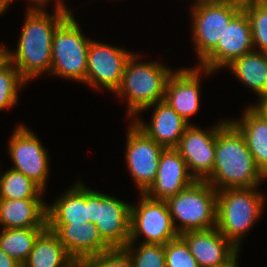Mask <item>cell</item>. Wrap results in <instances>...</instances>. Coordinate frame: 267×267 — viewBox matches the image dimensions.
Returning a JSON list of instances; mask_svg holds the SVG:
<instances>
[{
	"mask_svg": "<svg viewBox=\"0 0 267 267\" xmlns=\"http://www.w3.org/2000/svg\"><path fill=\"white\" fill-rule=\"evenodd\" d=\"M55 4L54 15L44 9H28L16 52L3 47L2 54L26 82L51 70L54 32L71 14L63 0H56Z\"/></svg>",
	"mask_w": 267,
	"mask_h": 267,
	"instance_id": "obj_1",
	"label": "cell"
},
{
	"mask_svg": "<svg viewBox=\"0 0 267 267\" xmlns=\"http://www.w3.org/2000/svg\"><path fill=\"white\" fill-rule=\"evenodd\" d=\"M265 178L241 132L226 121L217 131L214 167L205 181L219 191L257 187Z\"/></svg>",
	"mask_w": 267,
	"mask_h": 267,
	"instance_id": "obj_2",
	"label": "cell"
},
{
	"mask_svg": "<svg viewBox=\"0 0 267 267\" xmlns=\"http://www.w3.org/2000/svg\"><path fill=\"white\" fill-rule=\"evenodd\" d=\"M138 57L133 52L127 60L121 84L114 92L121 99H127L128 116L131 117L164 100L166 83L173 73L169 67L157 62L137 63Z\"/></svg>",
	"mask_w": 267,
	"mask_h": 267,
	"instance_id": "obj_3",
	"label": "cell"
},
{
	"mask_svg": "<svg viewBox=\"0 0 267 267\" xmlns=\"http://www.w3.org/2000/svg\"><path fill=\"white\" fill-rule=\"evenodd\" d=\"M257 187L217 191L216 228L239 250L246 231L260 217L264 195Z\"/></svg>",
	"mask_w": 267,
	"mask_h": 267,
	"instance_id": "obj_4",
	"label": "cell"
},
{
	"mask_svg": "<svg viewBox=\"0 0 267 267\" xmlns=\"http://www.w3.org/2000/svg\"><path fill=\"white\" fill-rule=\"evenodd\" d=\"M166 202L179 235L216 227L217 190L207 181L196 180ZM175 220H179L181 225H175Z\"/></svg>",
	"mask_w": 267,
	"mask_h": 267,
	"instance_id": "obj_5",
	"label": "cell"
},
{
	"mask_svg": "<svg viewBox=\"0 0 267 267\" xmlns=\"http://www.w3.org/2000/svg\"><path fill=\"white\" fill-rule=\"evenodd\" d=\"M79 27L72 13L57 27L52 39L50 73L85 84L91 39L86 38Z\"/></svg>",
	"mask_w": 267,
	"mask_h": 267,
	"instance_id": "obj_6",
	"label": "cell"
},
{
	"mask_svg": "<svg viewBox=\"0 0 267 267\" xmlns=\"http://www.w3.org/2000/svg\"><path fill=\"white\" fill-rule=\"evenodd\" d=\"M193 38L201 63L218 45L230 21L242 10V0H214L192 7Z\"/></svg>",
	"mask_w": 267,
	"mask_h": 267,
	"instance_id": "obj_7",
	"label": "cell"
},
{
	"mask_svg": "<svg viewBox=\"0 0 267 267\" xmlns=\"http://www.w3.org/2000/svg\"><path fill=\"white\" fill-rule=\"evenodd\" d=\"M89 222L112 249H122L130 238L131 204L86 187Z\"/></svg>",
	"mask_w": 267,
	"mask_h": 267,
	"instance_id": "obj_8",
	"label": "cell"
},
{
	"mask_svg": "<svg viewBox=\"0 0 267 267\" xmlns=\"http://www.w3.org/2000/svg\"><path fill=\"white\" fill-rule=\"evenodd\" d=\"M141 194V202L136 207L131 205L130 238L129 242L136 241L144 235L142 243L162 244L177 238L166 200H155Z\"/></svg>",
	"mask_w": 267,
	"mask_h": 267,
	"instance_id": "obj_9",
	"label": "cell"
},
{
	"mask_svg": "<svg viewBox=\"0 0 267 267\" xmlns=\"http://www.w3.org/2000/svg\"><path fill=\"white\" fill-rule=\"evenodd\" d=\"M9 154L13 161V170L24 174L43 191L49 171L48 150H45L35 133L24 125L16 127L9 141Z\"/></svg>",
	"mask_w": 267,
	"mask_h": 267,
	"instance_id": "obj_10",
	"label": "cell"
},
{
	"mask_svg": "<svg viewBox=\"0 0 267 267\" xmlns=\"http://www.w3.org/2000/svg\"><path fill=\"white\" fill-rule=\"evenodd\" d=\"M126 163L139 191L144 193L154 182L164 147L151 139L135 122L127 134Z\"/></svg>",
	"mask_w": 267,
	"mask_h": 267,
	"instance_id": "obj_11",
	"label": "cell"
},
{
	"mask_svg": "<svg viewBox=\"0 0 267 267\" xmlns=\"http://www.w3.org/2000/svg\"><path fill=\"white\" fill-rule=\"evenodd\" d=\"M133 53L91 40L87 54L86 84L115 92L120 86L127 60Z\"/></svg>",
	"mask_w": 267,
	"mask_h": 267,
	"instance_id": "obj_12",
	"label": "cell"
},
{
	"mask_svg": "<svg viewBox=\"0 0 267 267\" xmlns=\"http://www.w3.org/2000/svg\"><path fill=\"white\" fill-rule=\"evenodd\" d=\"M252 50L254 47L251 24L246 12L242 9L226 27L217 47L199 63L201 73L210 75Z\"/></svg>",
	"mask_w": 267,
	"mask_h": 267,
	"instance_id": "obj_13",
	"label": "cell"
},
{
	"mask_svg": "<svg viewBox=\"0 0 267 267\" xmlns=\"http://www.w3.org/2000/svg\"><path fill=\"white\" fill-rule=\"evenodd\" d=\"M225 122H219L209 131L192 124L184 131L176 149L195 180L205 181L212 174L217 131Z\"/></svg>",
	"mask_w": 267,
	"mask_h": 267,
	"instance_id": "obj_14",
	"label": "cell"
},
{
	"mask_svg": "<svg viewBox=\"0 0 267 267\" xmlns=\"http://www.w3.org/2000/svg\"><path fill=\"white\" fill-rule=\"evenodd\" d=\"M195 181L179 151L176 148H164L155 180L144 194L155 200H167Z\"/></svg>",
	"mask_w": 267,
	"mask_h": 267,
	"instance_id": "obj_15",
	"label": "cell"
},
{
	"mask_svg": "<svg viewBox=\"0 0 267 267\" xmlns=\"http://www.w3.org/2000/svg\"><path fill=\"white\" fill-rule=\"evenodd\" d=\"M53 231L68 254L80 266L87 258L106 253L112 248L102 239L94 223L83 225L73 224H47Z\"/></svg>",
	"mask_w": 267,
	"mask_h": 267,
	"instance_id": "obj_16",
	"label": "cell"
},
{
	"mask_svg": "<svg viewBox=\"0 0 267 267\" xmlns=\"http://www.w3.org/2000/svg\"><path fill=\"white\" fill-rule=\"evenodd\" d=\"M200 71V67L173 71L165 87L164 101L189 123V117L199 110Z\"/></svg>",
	"mask_w": 267,
	"mask_h": 267,
	"instance_id": "obj_17",
	"label": "cell"
},
{
	"mask_svg": "<svg viewBox=\"0 0 267 267\" xmlns=\"http://www.w3.org/2000/svg\"><path fill=\"white\" fill-rule=\"evenodd\" d=\"M200 267H216L239 251L216 227L179 235Z\"/></svg>",
	"mask_w": 267,
	"mask_h": 267,
	"instance_id": "obj_18",
	"label": "cell"
},
{
	"mask_svg": "<svg viewBox=\"0 0 267 267\" xmlns=\"http://www.w3.org/2000/svg\"><path fill=\"white\" fill-rule=\"evenodd\" d=\"M156 105L151 122L147 125L134 118V122L151 139L164 148H176L184 131L191 125L181 117L166 101L161 100L144 110Z\"/></svg>",
	"mask_w": 267,
	"mask_h": 267,
	"instance_id": "obj_19",
	"label": "cell"
},
{
	"mask_svg": "<svg viewBox=\"0 0 267 267\" xmlns=\"http://www.w3.org/2000/svg\"><path fill=\"white\" fill-rule=\"evenodd\" d=\"M2 229L47 227V205L42 199H0Z\"/></svg>",
	"mask_w": 267,
	"mask_h": 267,
	"instance_id": "obj_20",
	"label": "cell"
},
{
	"mask_svg": "<svg viewBox=\"0 0 267 267\" xmlns=\"http://www.w3.org/2000/svg\"><path fill=\"white\" fill-rule=\"evenodd\" d=\"M241 118L230 122L241 132L256 166L267 177V119L255 106L247 107Z\"/></svg>",
	"mask_w": 267,
	"mask_h": 267,
	"instance_id": "obj_21",
	"label": "cell"
},
{
	"mask_svg": "<svg viewBox=\"0 0 267 267\" xmlns=\"http://www.w3.org/2000/svg\"><path fill=\"white\" fill-rule=\"evenodd\" d=\"M89 222L86 186L78 182L51 206L47 205V224L83 225Z\"/></svg>",
	"mask_w": 267,
	"mask_h": 267,
	"instance_id": "obj_22",
	"label": "cell"
},
{
	"mask_svg": "<svg viewBox=\"0 0 267 267\" xmlns=\"http://www.w3.org/2000/svg\"><path fill=\"white\" fill-rule=\"evenodd\" d=\"M22 267H80L68 254L58 236L46 228L36 239Z\"/></svg>",
	"mask_w": 267,
	"mask_h": 267,
	"instance_id": "obj_23",
	"label": "cell"
},
{
	"mask_svg": "<svg viewBox=\"0 0 267 267\" xmlns=\"http://www.w3.org/2000/svg\"><path fill=\"white\" fill-rule=\"evenodd\" d=\"M226 67L258 94L259 99L267 97V53L252 50L235 58Z\"/></svg>",
	"mask_w": 267,
	"mask_h": 267,
	"instance_id": "obj_24",
	"label": "cell"
},
{
	"mask_svg": "<svg viewBox=\"0 0 267 267\" xmlns=\"http://www.w3.org/2000/svg\"><path fill=\"white\" fill-rule=\"evenodd\" d=\"M47 227L7 228L0 231V248L21 265Z\"/></svg>",
	"mask_w": 267,
	"mask_h": 267,
	"instance_id": "obj_25",
	"label": "cell"
},
{
	"mask_svg": "<svg viewBox=\"0 0 267 267\" xmlns=\"http://www.w3.org/2000/svg\"><path fill=\"white\" fill-rule=\"evenodd\" d=\"M43 192L30 178L12 168L0 175V199H42Z\"/></svg>",
	"mask_w": 267,
	"mask_h": 267,
	"instance_id": "obj_26",
	"label": "cell"
},
{
	"mask_svg": "<svg viewBox=\"0 0 267 267\" xmlns=\"http://www.w3.org/2000/svg\"><path fill=\"white\" fill-rule=\"evenodd\" d=\"M26 81L19 70L2 54L0 56V111L15 105L18 90Z\"/></svg>",
	"mask_w": 267,
	"mask_h": 267,
	"instance_id": "obj_27",
	"label": "cell"
},
{
	"mask_svg": "<svg viewBox=\"0 0 267 267\" xmlns=\"http://www.w3.org/2000/svg\"><path fill=\"white\" fill-rule=\"evenodd\" d=\"M242 9L250 20L253 47L267 53V1L242 0Z\"/></svg>",
	"mask_w": 267,
	"mask_h": 267,
	"instance_id": "obj_28",
	"label": "cell"
},
{
	"mask_svg": "<svg viewBox=\"0 0 267 267\" xmlns=\"http://www.w3.org/2000/svg\"><path fill=\"white\" fill-rule=\"evenodd\" d=\"M133 242H128L122 250L130 257L134 267H166L165 245L142 243L133 250Z\"/></svg>",
	"mask_w": 267,
	"mask_h": 267,
	"instance_id": "obj_29",
	"label": "cell"
},
{
	"mask_svg": "<svg viewBox=\"0 0 267 267\" xmlns=\"http://www.w3.org/2000/svg\"><path fill=\"white\" fill-rule=\"evenodd\" d=\"M165 263L166 267H200L180 236L165 244Z\"/></svg>",
	"mask_w": 267,
	"mask_h": 267,
	"instance_id": "obj_30",
	"label": "cell"
},
{
	"mask_svg": "<svg viewBox=\"0 0 267 267\" xmlns=\"http://www.w3.org/2000/svg\"><path fill=\"white\" fill-rule=\"evenodd\" d=\"M80 267H134L130 257L122 249L87 258Z\"/></svg>",
	"mask_w": 267,
	"mask_h": 267,
	"instance_id": "obj_31",
	"label": "cell"
},
{
	"mask_svg": "<svg viewBox=\"0 0 267 267\" xmlns=\"http://www.w3.org/2000/svg\"><path fill=\"white\" fill-rule=\"evenodd\" d=\"M0 267H22V265L17 262L14 258L7 255L0 248Z\"/></svg>",
	"mask_w": 267,
	"mask_h": 267,
	"instance_id": "obj_32",
	"label": "cell"
},
{
	"mask_svg": "<svg viewBox=\"0 0 267 267\" xmlns=\"http://www.w3.org/2000/svg\"><path fill=\"white\" fill-rule=\"evenodd\" d=\"M259 103L254 105L267 119V97L259 99Z\"/></svg>",
	"mask_w": 267,
	"mask_h": 267,
	"instance_id": "obj_33",
	"label": "cell"
},
{
	"mask_svg": "<svg viewBox=\"0 0 267 267\" xmlns=\"http://www.w3.org/2000/svg\"><path fill=\"white\" fill-rule=\"evenodd\" d=\"M239 252L237 251L228 261H226L225 263L218 265L216 267H237V263H238V254Z\"/></svg>",
	"mask_w": 267,
	"mask_h": 267,
	"instance_id": "obj_34",
	"label": "cell"
},
{
	"mask_svg": "<svg viewBox=\"0 0 267 267\" xmlns=\"http://www.w3.org/2000/svg\"><path fill=\"white\" fill-rule=\"evenodd\" d=\"M8 4H10V2H12L13 0H7ZM33 2V6H28V9H43V5L47 3V1L49 0H31Z\"/></svg>",
	"mask_w": 267,
	"mask_h": 267,
	"instance_id": "obj_35",
	"label": "cell"
},
{
	"mask_svg": "<svg viewBox=\"0 0 267 267\" xmlns=\"http://www.w3.org/2000/svg\"><path fill=\"white\" fill-rule=\"evenodd\" d=\"M9 4L7 0H0V14H3L7 10Z\"/></svg>",
	"mask_w": 267,
	"mask_h": 267,
	"instance_id": "obj_36",
	"label": "cell"
},
{
	"mask_svg": "<svg viewBox=\"0 0 267 267\" xmlns=\"http://www.w3.org/2000/svg\"><path fill=\"white\" fill-rule=\"evenodd\" d=\"M206 1H214V0H196L195 3H198V2H206Z\"/></svg>",
	"mask_w": 267,
	"mask_h": 267,
	"instance_id": "obj_37",
	"label": "cell"
},
{
	"mask_svg": "<svg viewBox=\"0 0 267 267\" xmlns=\"http://www.w3.org/2000/svg\"><path fill=\"white\" fill-rule=\"evenodd\" d=\"M3 47L0 46V56L2 55Z\"/></svg>",
	"mask_w": 267,
	"mask_h": 267,
	"instance_id": "obj_38",
	"label": "cell"
}]
</instances>
